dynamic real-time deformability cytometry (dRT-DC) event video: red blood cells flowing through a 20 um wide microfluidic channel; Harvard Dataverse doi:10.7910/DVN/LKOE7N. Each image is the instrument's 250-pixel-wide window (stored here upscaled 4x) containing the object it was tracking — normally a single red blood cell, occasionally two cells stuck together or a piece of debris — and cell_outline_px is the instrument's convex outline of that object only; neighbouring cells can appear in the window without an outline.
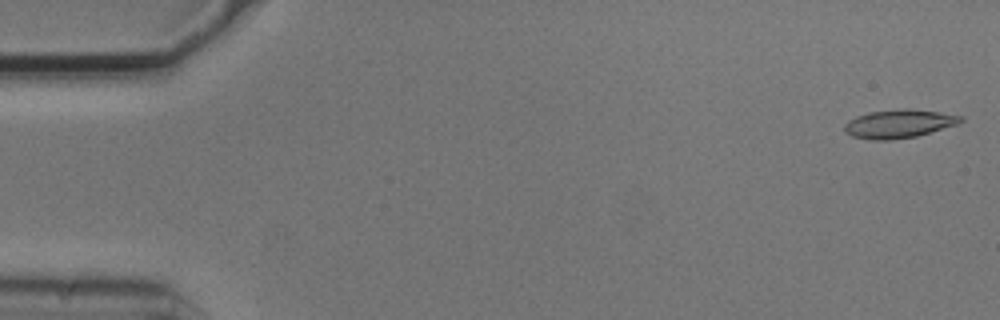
{"species": "common noctule bat (a hibernating species)", "species_latin": "Nyctalus noctula", "temperature_condition": "cold", "stored_images_in_passage": 10, "camera_frame_rate_fps": 3000, "um_per_image_px": 0.085, "animal": {"sex": "male", "body_mass_g": 20.5, "forearm_length_mm": 52.5}, "frame": {"image": 1, "passage_image": 1, "time_ms": 0.0, "image_size_px": [1000, 320], "cell_outline_px": [[964, 120], [960, 124], [916, 136], [888, 140], [872, 140], [852, 136], [844, 132], [844, 124], [848, 120], [856, 116], [868, 112], [904, 108], [912, 108], [940, 112], [964, 116]], "centroid_in_image_um": [76.43, 10.51], "position_along_channel_um": 8.6, "area_um2": 19.54}}
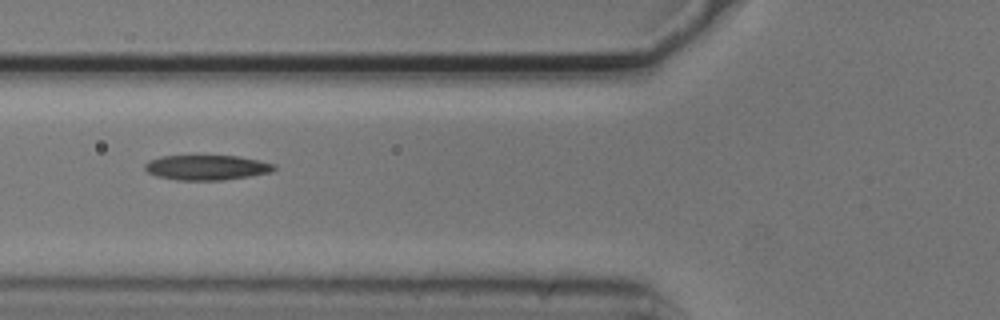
{"frame": {"image": 2, "passage_image": 5, "time_ms": 1.333, "image_size_px": [1000, 320], "cell_outline_px": [[276, 168], [272, 172], [252, 176], [224, 180], [176, 180], [156, 176], [148, 172], [144, 168], [144, 164], [148, 160], [160, 156], [236, 156], [260, 160], [276, 164]], "centroid_in_image_um": [17.58, 14.24], "position_along_channel_um": 108.2, "area_um2": 19.02}}
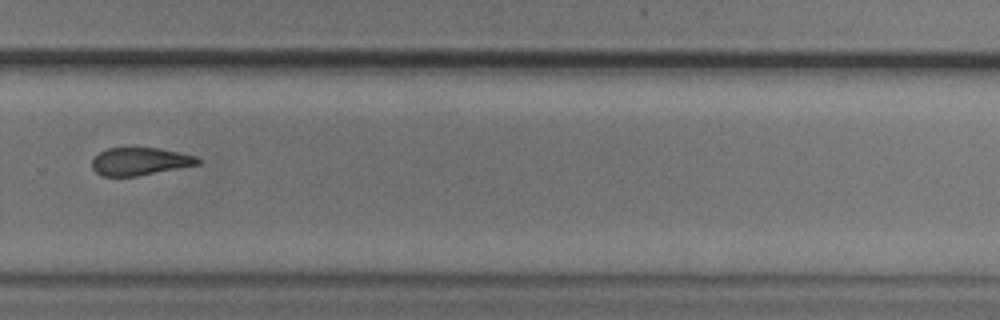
{"frame": {"image": 3, "passage_image": 10, "time_ms": 3.0, "image_size_px": [1000, 320], "cell_outline_px": [[200, 164], [136, 176], [100, 176], [92, 168], [92, 160], [100, 152], [108, 148], [160, 148], [196, 156], [200, 160]], "centroid_in_image_um": [11.88, 13.72], "position_along_channel_um": 317.9, "area_um2": 16.94}}